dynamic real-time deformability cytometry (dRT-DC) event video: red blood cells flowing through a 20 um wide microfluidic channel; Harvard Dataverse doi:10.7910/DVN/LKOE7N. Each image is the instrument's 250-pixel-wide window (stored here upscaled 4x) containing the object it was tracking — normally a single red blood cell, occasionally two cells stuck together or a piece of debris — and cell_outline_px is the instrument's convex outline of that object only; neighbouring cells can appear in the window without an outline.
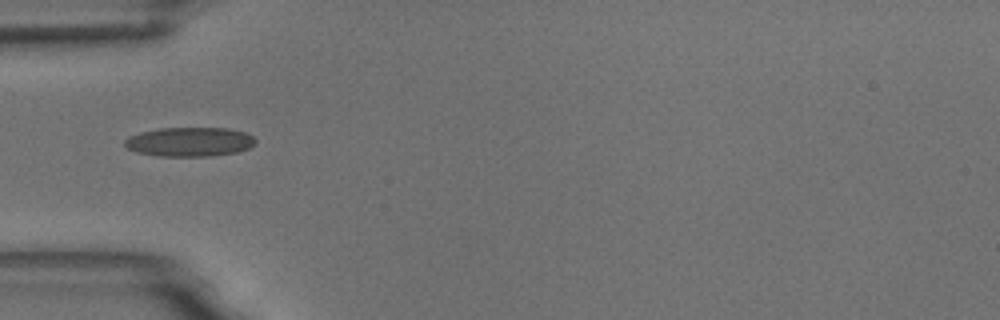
{"species": "common noctule bat (a hibernating species)", "species_latin": "Nyctalus noctula", "temperature_condition": "room temperature", "stored_images_in_passage": 6, "camera_frame_rate_fps": 3000, "um_per_image_px": 0.085, "animal": {"sex": "male", "body_mass_g": 18.8}, "frame": {"image": 1, "passage_image": 1, "time_ms": 0.0, "image_size_px": [1000, 320], "cell_outline_px": [[256, 140], [248, 148], [236, 152], [212, 156], [160, 156], [136, 152], [128, 148], [124, 144], [124, 140], [128, 136], [140, 132], [160, 128], [228, 128], [244, 132], [252, 136]], "centroid_in_image_um": [16.08, 12.05], "position_along_channel_um": 68.9, "area_um2": 22.2}}
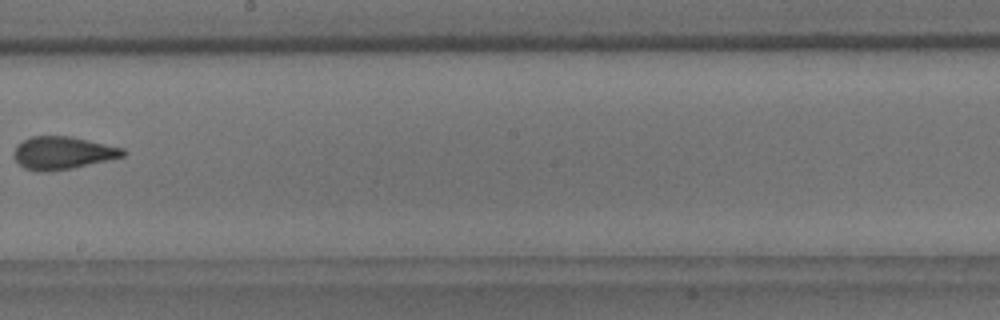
{"frame": {"image": 2, "passage_image": 5, "time_ms": 4.667, "image_size_px": [1000, 320], "cell_outline_px": [[128, 152], [124, 156], [72, 168], [44, 172], [40, 172], [24, 168], [16, 160], [12, 152], [16, 144], [32, 136], [72, 136], [124, 148]], "centroid_in_image_um": [5.32, 12.99], "position_along_channel_um": 242.9, "area_um2": 20.87}}
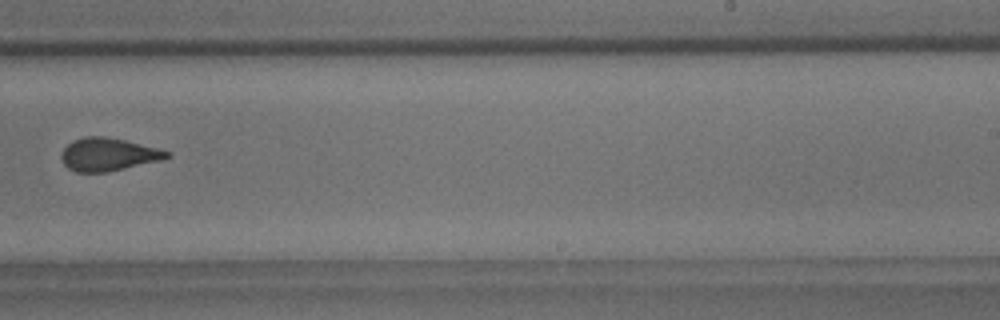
{"frame": {"image": 3, "passage_image": 6, "time_ms": 5.667, "image_size_px": [1000, 320], "cell_outline_px": [[172, 156], [160, 160], [108, 172], [76, 172], [68, 168], [64, 164], [60, 156], [64, 148], [72, 140], [84, 136], [104, 136], [124, 140], [172, 152]], "centroid_in_image_um": [9.18, 13.12], "position_along_channel_um": 279.8, "area_um2": 20.17}}